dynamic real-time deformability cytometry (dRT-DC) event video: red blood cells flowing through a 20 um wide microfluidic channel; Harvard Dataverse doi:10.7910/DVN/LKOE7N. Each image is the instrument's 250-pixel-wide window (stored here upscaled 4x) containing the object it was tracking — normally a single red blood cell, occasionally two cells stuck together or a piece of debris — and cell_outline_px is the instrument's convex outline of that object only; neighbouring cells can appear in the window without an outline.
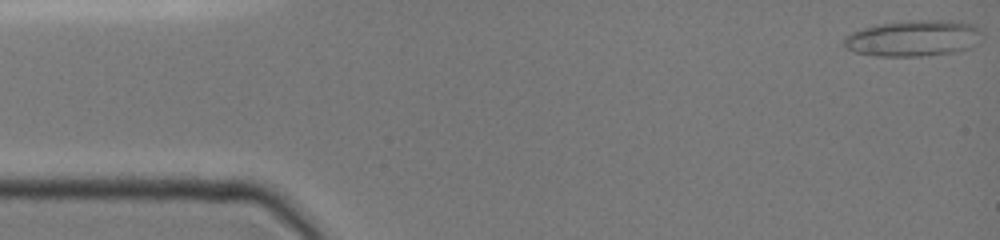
{"species": "common noctule bat (a hibernating species)", "species_latin": "Nyctalus noctula", "temperature_condition": "cold", "stored_images_in_passage": 46, "camera_frame_rate_fps": 3000, "um_per_image_px": 0.085, "animal": {"sex": "female", "body_mass_g": 19.0, "forearm_length_mm": 51.5}, "frame": {"image": 1, "passage_image": 1, "time_ms": 0.0, "image_size_px": [1000, 240], "cell_outline_px": [[984, 36], [980, 44], [972, 48], [952, 52], [920, 56], [876, 56], [856, 52], [840, 44], [852, 32], [864, 28], [880, 24], [908, 20], [960, 20], [976, 24], [980, 28]], "centroid_in_image_um": [77.77, 3.24], "position_along_channel_um": 7.2, "area_um2": 29.59}}
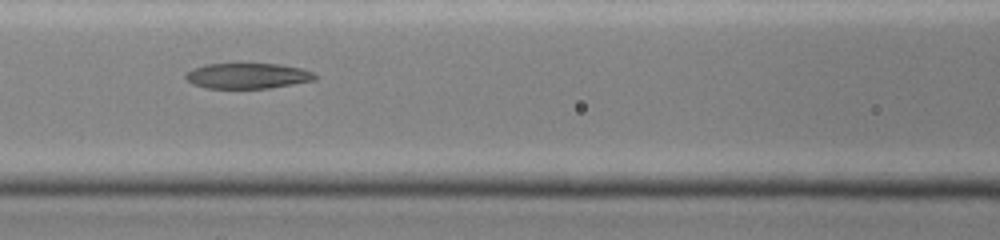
{"frame": {"image": 2, "passage_image": 21, "time_ms": 6.333, "image_size_px": [1000, 240], "cell_outline_px": [[316, 80], [268, 88], [208, 88], [192, 84], [184, 76], [192, 68], [204, 64], [236, 60], [244, 60], [280, 64], [300, 68], [312, 72], [316, 76]], "centroid_in_image_um": [20.99, 6.38], "position_along_channel_um": 145.6, "area_um2": 20.29}}
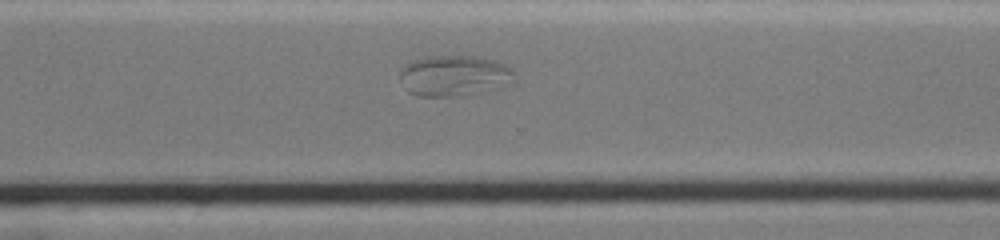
{"frame": {"image": 3, "passage_image": 37, "time_ms": 11.0, "image_size_px": [1000, 240], "cell_outline_px": [[520, 80], [516, 84], [480, 92], [452, 96], [416, 96], [408, 92], [404, 88], [400, 76], [400, 68], [404, 64], [412, 60], [428, 56], [472, 56], [492, 60], [504, 64], [512, 68], [516, 72]], "centroid_in_image_um": [38.67, 6.44], "position_along_channel_um": 331.9, "area_um2": 27.86}}